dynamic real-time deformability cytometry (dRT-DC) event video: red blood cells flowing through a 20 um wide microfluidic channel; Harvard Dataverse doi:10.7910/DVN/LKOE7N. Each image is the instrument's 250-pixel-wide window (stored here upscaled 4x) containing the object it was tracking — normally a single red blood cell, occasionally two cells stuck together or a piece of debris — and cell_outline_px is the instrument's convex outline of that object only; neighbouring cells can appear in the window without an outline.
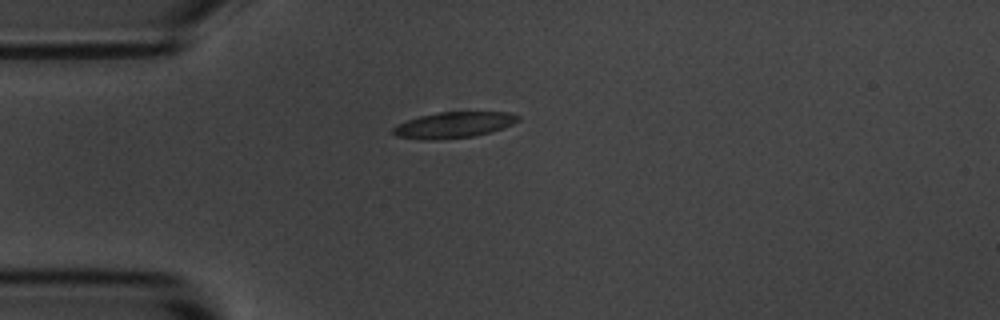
{"species": "common noctule bat (a hibernating species)", "species_latin": "Nyctalus noctula", "temperature_condition": "room temperature", "stored_images_in_passage": 7, "camera_frame_rate_fps": 3000, "um_per_image_px": 0.085, "animal": {"sex": "male", "body_mass_g": 20.1, "forearm_length_mm": 53.5}, "frame": {"image": 1, "passage_image": 1, "time_ms": 0.0, "image_size_px": [1000, 320], "cell_outline_px": [[520, 120], [512, 124], [492, 132], [476, 136], [436, 140], [420, 140], [396, 136], [392, 132], [392, 128], [396, 124], [420, 116], [440, 112], [508, 112], [520, 116]], "centroid_in_image_um": [38.55, 10.63], "position_along_channel_um": 46.4, "area_um2": 19.07}}
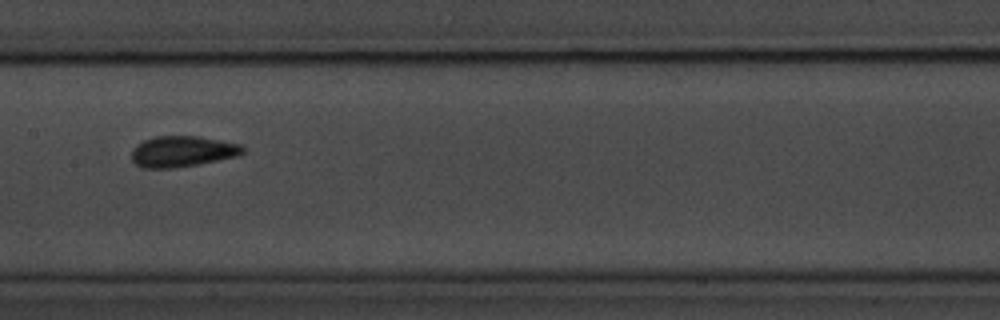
{"frame": {"image": 2, "passage_image": 5, "time_ms": 4.333, "image_size_px": [1000, 320], "cell_outline_px": [[244, 152], [236, 156], [196, 164], [172, 168], [144, 168], [136, 164], [132, 160], [132, 148], [136, 144], [144, 140], [156, 136], [200, 136], [240, 144], [244, 148]], "centroid_in_image_um": [15.46, 12.86], "position_along_channel_um": 191.9, "area_um2": 19.88}}
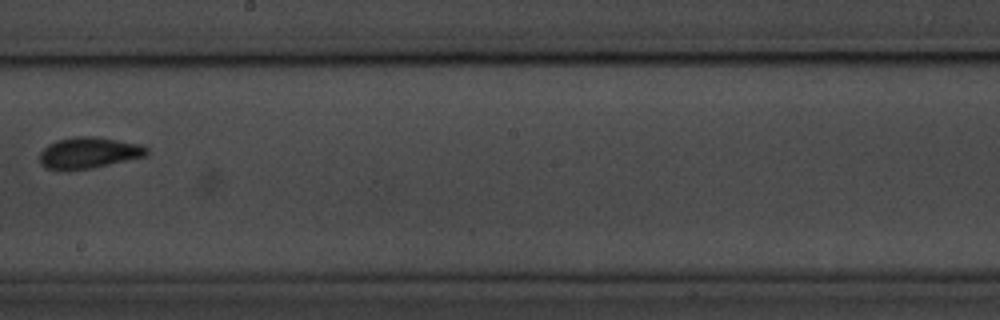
{"frame": {"image": 3, "passage_image": 6, "time_ms": 5.667, "image_size_px": [1000, 320], "cell_outline_px": [[148, 152], [144, 156], [92, 168], [44, 168], [40, 164], [40, 152], [48, 144], [56, 140], [76, 136], [96, 136], [144, 144], [148, 148]], "centroid_in_image_um": [7.57, 12.94], "position_along_channel_um": 240.6, "area_um2": 19.25}}